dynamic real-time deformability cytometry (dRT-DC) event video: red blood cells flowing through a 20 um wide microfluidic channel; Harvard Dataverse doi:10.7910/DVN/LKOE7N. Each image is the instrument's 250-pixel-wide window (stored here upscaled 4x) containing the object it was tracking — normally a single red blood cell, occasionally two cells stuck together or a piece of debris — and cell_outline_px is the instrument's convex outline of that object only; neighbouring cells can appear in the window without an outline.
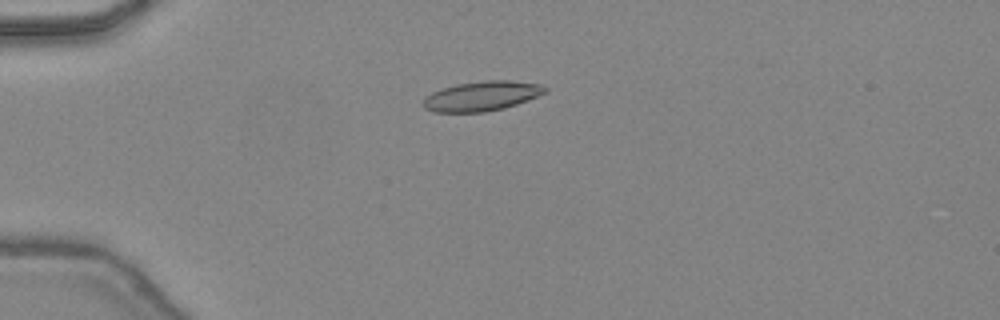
{"species": "common noctule bat (a hibernating species)", "species_latin": "Nyctalus noctula", "temperature_condition": "warm", "stored_images_in_passage": 33, "camera_frame_rate_fps": 3000, "um_per_image_px": 0.085, "animal": {"sex": "female", "body_mass_g": 24.6, "forearm_length_mm": 56.2}, "frame": {"image": 1, "passage_image": 1, "time_ms": 0.0, "image_size_px": [1000, 320], "cell_outline_px": [[548, 92], [516, 104], [504, 108], [484, 112], [432, 112], [424, 108], [420, 104], [424, 96], [432, 92], [456, 84], [484, 80], [508, 80], [544, 84], [548, 88]], "centroid_in_image_um": [40.93, 8.16], "position_along_channel_um": 44.1, "area_um2": 21.39}}
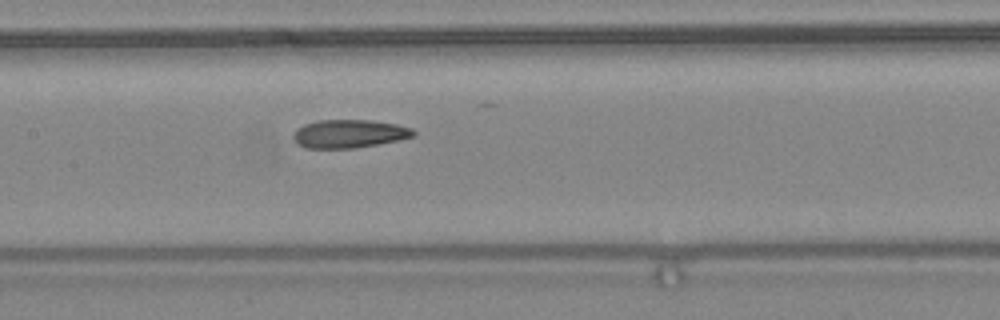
{"frame": {"image": 2, "passage_image": 12, "time_ms": 3.667, "image_size_px": [1000, 320], "cell_outline_px": [[416, 136], [400, 140], [352, 148], [304, 148], [296, 144], [292, 140], [292, 132], [296, 128], [304, 124], [320, 120], [368, 120], [396, 124], [412, 128], [416, 132]], "centroid_in_image_um": [29.63, 11.37], "position_along_channel_um": 177.8, "area_um2": 20.0}}
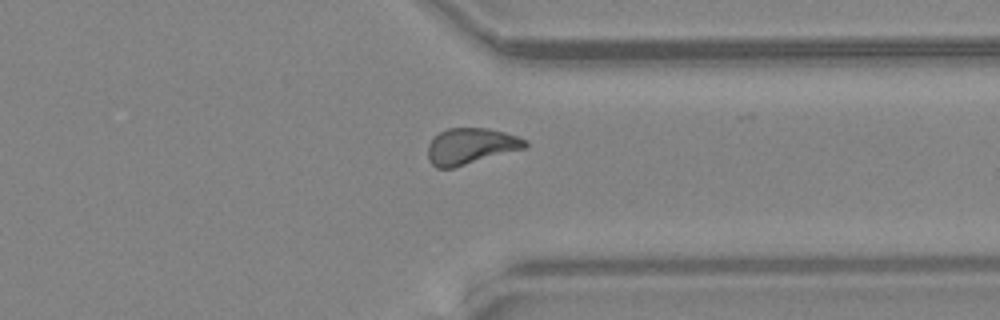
{"frame": {"image": 3, "passage_image": 25, "time_ms": 8.0, "image_size_px": [1000, 320], "cell_outline_px": [[528, 148], [452, 168], [436, 168], [428, 160], [428, 144], [440, 132], [448, 128], [488, 128], [504, 132], [528, 140]], "centroid_in_image_um": [40.05, 12.43], "position_along_channel_um": 371.4, "area_um2": 20.58}, "authors_computed_cell_mechanics": {"area_um2": 20.3456, "velocity_mm_per_s": 4.4878, "shape_relaxation_time_tau1_ms": 8.2037, "shape_relaxation_time_tau2_ms": 1.5936, "deformation_change_tau1": 0.2071, "deformation_change_tau2": 0.0848}}